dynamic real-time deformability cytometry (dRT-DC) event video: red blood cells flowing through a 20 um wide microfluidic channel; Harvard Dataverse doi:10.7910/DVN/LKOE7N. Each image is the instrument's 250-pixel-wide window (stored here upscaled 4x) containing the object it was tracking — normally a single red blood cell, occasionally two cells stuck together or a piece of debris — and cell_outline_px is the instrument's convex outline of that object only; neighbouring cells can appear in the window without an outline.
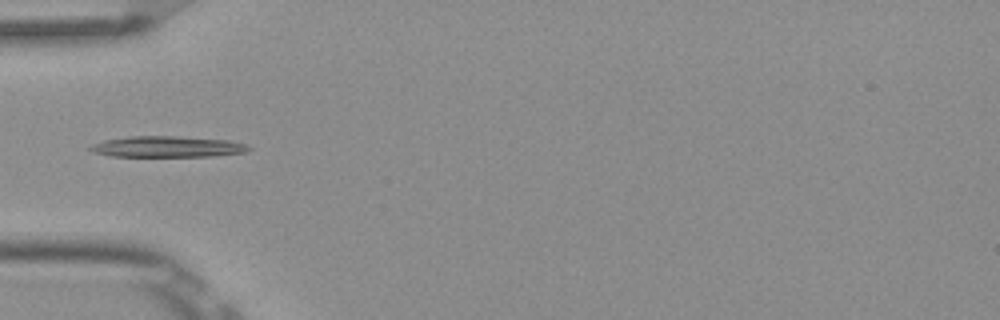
{"species": "Egyptian fruit bat (a non-hibernating species)", "species_latin": "Rousettus aegyptiacus", "temperature_condition": "room temperature", "stored_images_in_passage": 1, "camera_frame_rate_fps": 3000, "um_per_image_px": 0.085, "frame": {"image": 1, "passage_image": 1, "time_ms": 0.0, "image_size_px": [1000, 320], "cell_outline_px": [[252, 148], [244, 152], [212, 156], [112, 156], [92, 152], [88, 148], [92, 144], [104, 140], [128, 136], [176, 136], [228, 140], [244, 144]], "centroid_in_image_um": [14.17, 12.46], "position_along_channel_um": 70.8, "area_um2": 19.25}}